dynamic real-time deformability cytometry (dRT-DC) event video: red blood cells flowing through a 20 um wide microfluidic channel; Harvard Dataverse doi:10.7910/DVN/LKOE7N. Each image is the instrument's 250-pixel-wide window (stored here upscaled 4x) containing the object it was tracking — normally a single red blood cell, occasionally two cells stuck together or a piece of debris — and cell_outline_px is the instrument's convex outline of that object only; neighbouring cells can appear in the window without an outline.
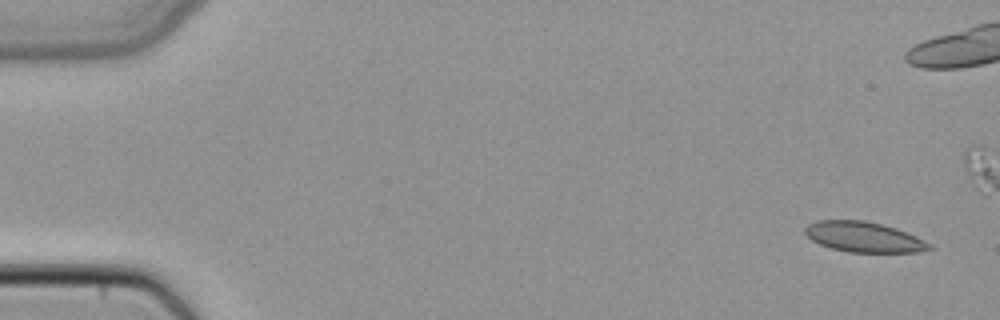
{"species": "common noctule bat (a hibernating species)", "species_latin": "Nyctalus noctula", "temperature_condition": "cold", "stored_images_in_passage": 7, "camera_frame_rate_fps": 3000, "um_per_image_px": 0.085, "animal": {"sex": "female", "body_mass_g": 22.7, "forearm_length_mm": 54.2}, "frame": {"image": 1, "passage_image": 1, "time_ms": 0.0, "image_size_px": [1000, 320], "cell_outline_px": [[932, 248], [916, 252], [848, 252], [832, 248], [820, 244], [812, 240], [804, 232], [804, 228], [808, 224], [816, 220], [864, 220], [896, 228], [916, 236], [932, 244]], "centroid_in_image_um": [73.41, 20.14], "position_along_channel_um": 11.6, "area_um2": 21.85}}